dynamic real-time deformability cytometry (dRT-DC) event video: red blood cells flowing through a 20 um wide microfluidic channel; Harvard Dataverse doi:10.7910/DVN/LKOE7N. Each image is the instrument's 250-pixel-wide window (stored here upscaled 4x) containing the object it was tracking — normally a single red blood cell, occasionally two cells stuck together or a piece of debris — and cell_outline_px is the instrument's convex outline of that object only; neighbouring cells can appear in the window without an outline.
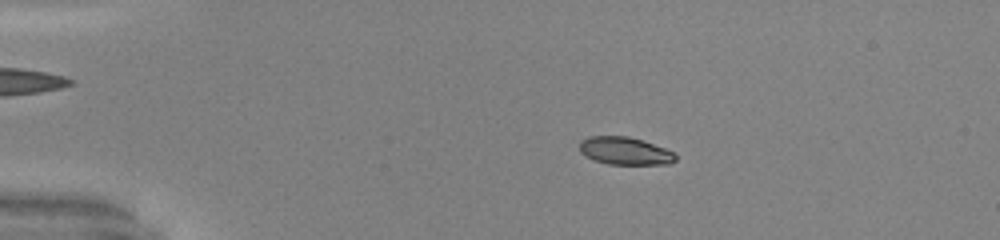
{"species": "common noctule bat (a hibernating species)", "species_latin": "Nyctalus noctula", "temperature_condition": "warm", "stored_images_in_passage": 51, "camera_frame_rate_fps": 3000, "um_per_image_px": 0.085, "animal": {"sex": "male", "body_mass_g": 20.0, "forearm_length_mm": 53.3}, "frame": {"image": 1, "passage_image": 11, "time_ms": 3.333, "image_size_px": [1000, 240], "cell_outline_px": [[676, 160], [668, 164], [608, 164], [596, 160], [580, 152], [580, 140], [588, 136], [628, 136], [664, 148], [672, 152], [676, 156]], "centroid_in_image_um": [53.1, 12.82], "position_along_channel_um": 31.9, "area_um2": 15.2}}
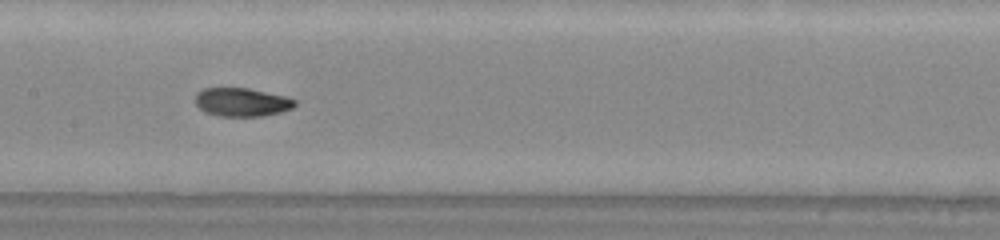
{"frame": {"image": 2, "passage_image": 27, "time_ms": 8.667, "image_size_px": [1000, 240], "cell_outline_px": [[296, 104], [292, 108], [280, 112], [264, 116], [220, 116], [204, 112], [196, 104], [196, 92], [204, 88], [248, 88], [284, 96], [296, 100]], "centroid_in_image_um": [20.54, 8.68], "position_along_channel_um": 186.9, "area_um2": 16.47}}
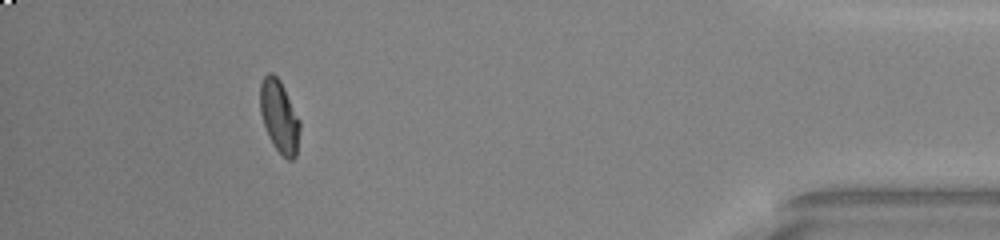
{"frame": {"image": 3, "passage_image": 47, "time_ms": 15.333, "image_size_px": [1000, 240], "cell_outline_px": [[300, 128], [296, 156], [292, 160], [288, 160], [276, 148], [268, 136], [260, 112], [260, 84], [264, 76], [268, 72], [272, 72], [280, 80], [300, 120]], "centroid_in_image_um": [23.74, 9.88], "position_along_channel_um": 411.5, "area_um2": 16.65}, "authors_computed_cell_mechanics": {"area_um2": 16.473, "velocity_mm_per_s": 4.1469, "shape_relaxation_time_tau1_ms": 4.4704, "shape_relaxation_time_tau2_ms": 1.8949, "deformation_change_tau1": 0.1875, "deformation_change_tau2": 0.0604}}